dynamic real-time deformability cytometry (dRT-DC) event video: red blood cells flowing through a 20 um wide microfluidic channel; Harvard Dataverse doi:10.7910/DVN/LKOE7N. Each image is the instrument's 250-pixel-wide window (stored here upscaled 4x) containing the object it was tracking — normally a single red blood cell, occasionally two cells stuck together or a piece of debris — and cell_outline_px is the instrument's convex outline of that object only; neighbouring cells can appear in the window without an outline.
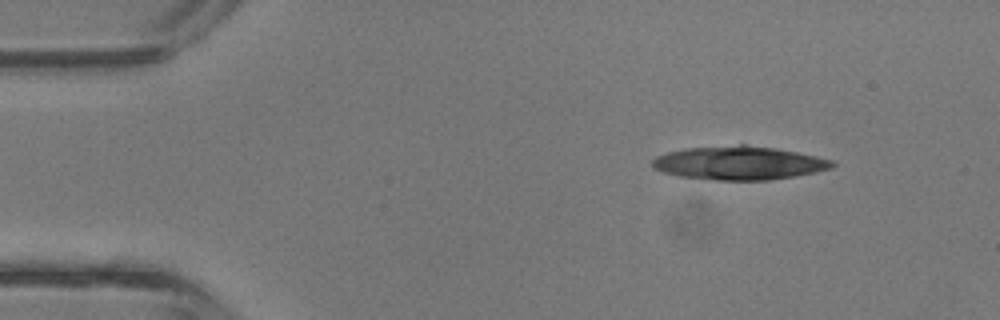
{"species": "common noctule bat (a hibernating species)", "species_latin": "Nyctalus noctula", "temperature_condition": "room temperature", "stored_images_in_passage": 4, "camera_frame_rate_fps": 3000, "um_per_image_px": 0.085, "animal": {"sex": "male", "body_mass_g": 13.3}, "frame": {"image": 1, "passage_image": 2, "time_ms": 0.333, "image_size_px": [1000, 320], "cell_outline_px": [[836, 164], [832, 168], [796, 176], [768, 180], [716, 180], [676, 176], [664, 172], [656, 168], [652, 164], [652, 160], [656, 156], [668, 152], [684, 148], [740, 144], [744, 144], [776, 148], [816, 156], [832, 160]], "centroid_in_image_um": [62.82, 13.85], "position_along_channel_um": 22.2, "area_um2": 35.2}}